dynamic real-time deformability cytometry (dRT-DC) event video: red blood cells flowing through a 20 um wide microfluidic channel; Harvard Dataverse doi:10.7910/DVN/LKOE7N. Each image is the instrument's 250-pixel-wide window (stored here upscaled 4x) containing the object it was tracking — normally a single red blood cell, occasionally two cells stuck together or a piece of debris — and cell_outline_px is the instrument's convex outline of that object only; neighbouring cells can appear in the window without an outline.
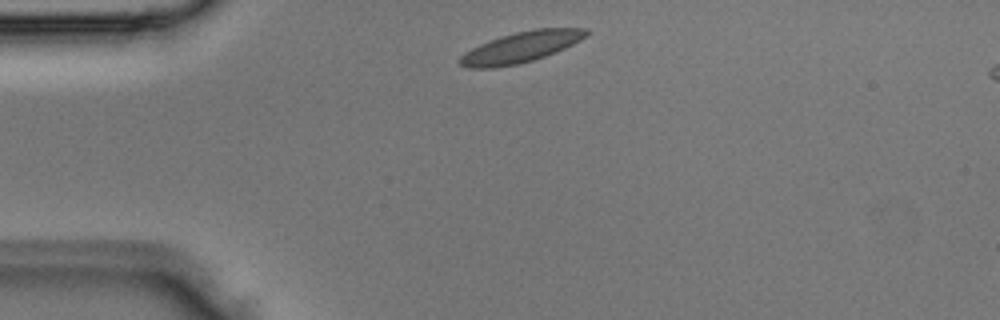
{"species": "Egyptian fruit bat (a non-hibernating species)", "species_latin": "Rousettus aegyptiacus", "temperature_condition": "room temperature", "stored_images_in_passage": 1, "camera_frame_rate_fps": 3000, "um_per_image_px": 0.085, "animal": {"sex": "male"}, "frame": {"image": 1, "passage_image": 1, "time_ms": 0.0, "image_size_px": [1000, 320], "cell_outline_px": [[588, 32], [580, 40], [556, 52], [532, 60], [516, 64], [492, 68], [468, 68], [460, 64], [456, 60], [464, 52], [480, 44], [516, 32], [536, 28], [584, 28]], "centroid_in_image_um": [44.23, 4.02], "position_along_channel_um": 40.8, "area_um2": 22.2}}